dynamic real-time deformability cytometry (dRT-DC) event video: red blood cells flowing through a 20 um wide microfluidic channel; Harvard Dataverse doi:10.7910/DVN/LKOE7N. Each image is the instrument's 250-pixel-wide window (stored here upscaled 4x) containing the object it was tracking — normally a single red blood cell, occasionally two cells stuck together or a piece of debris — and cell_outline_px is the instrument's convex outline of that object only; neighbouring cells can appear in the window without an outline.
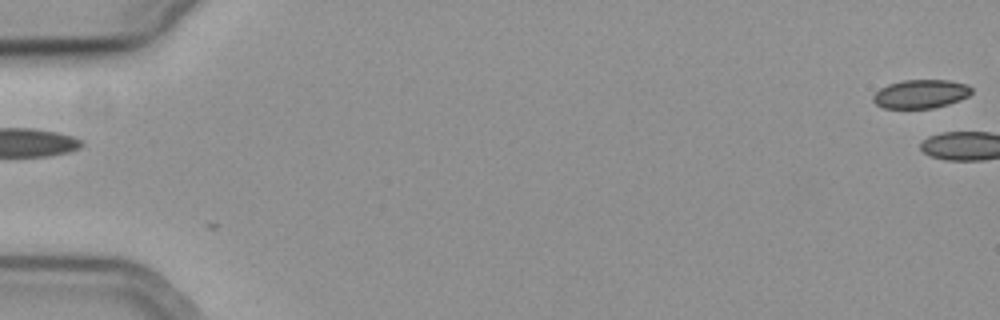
{"species": "common noctule bat (a hibernating species)", "species_latin": "Nyctalus noctula", "temperature_condition": "cold", "stored_images_in_passage": 3, "camera_frame_rate_fps": 3000, "um_per_image_px": 0.085, "animal": {"sex": "female", "body_mass_g": 19.3, "forearm_length_mm": 54.1}, "frame": {"image": 1, "passage_image": 1, "time_ms": 0.0, "image_size_px": [1000, 320], "cell_outline_px": [[972, 92], [968, 96], [960, 100], [948, 104], [932, 108], [884, 108], [876, 104], [872, 100], [872, 96], [880, 88], [888, 84], [904, 80], [948, 80], [968, 84], [972, 88]], "centroid_in_image_um": [78.27, 7.98], "position_along_channel_um": 6.7, "area_um2": 16.47}}